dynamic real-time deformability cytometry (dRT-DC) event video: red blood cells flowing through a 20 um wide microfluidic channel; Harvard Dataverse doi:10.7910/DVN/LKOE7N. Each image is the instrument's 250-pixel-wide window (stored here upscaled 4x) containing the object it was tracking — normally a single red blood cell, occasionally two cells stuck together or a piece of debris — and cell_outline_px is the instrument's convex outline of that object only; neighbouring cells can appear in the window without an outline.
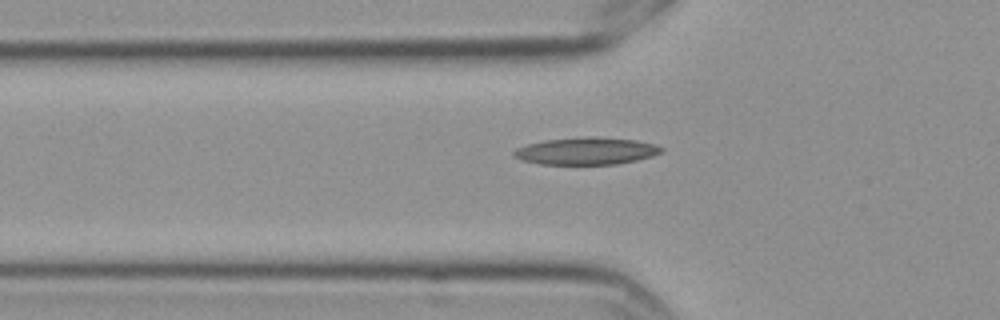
{"species": "Egyptian fruit bat (a non-hibernating species)", "species_latin": "Rousettus aegyptiacus", "temperature_condition": "cold", "stored_images_in_passage": 9, "camera_frame_rate_fps": 3000, "um_per_image_px": 0.085, "frame": {"image": 1, "passage_image": 9, "time_ms": 2.667, "image_size_px": [1000, 320], "cell_outline_px": [[664, 152], [652, 156], [636, 160], [616, 164], [540, 164], [524, 160], [512, 156], [512, 152], [516, 148], [528, 144], [544, 140], [588, 136], [596, 136], [636, 140], [656, 144], [664, 148]], "centroid_in_image_um": [49.86, 12.82], "position_along_channel_um": 75.9, "area_um2": 23.52}}